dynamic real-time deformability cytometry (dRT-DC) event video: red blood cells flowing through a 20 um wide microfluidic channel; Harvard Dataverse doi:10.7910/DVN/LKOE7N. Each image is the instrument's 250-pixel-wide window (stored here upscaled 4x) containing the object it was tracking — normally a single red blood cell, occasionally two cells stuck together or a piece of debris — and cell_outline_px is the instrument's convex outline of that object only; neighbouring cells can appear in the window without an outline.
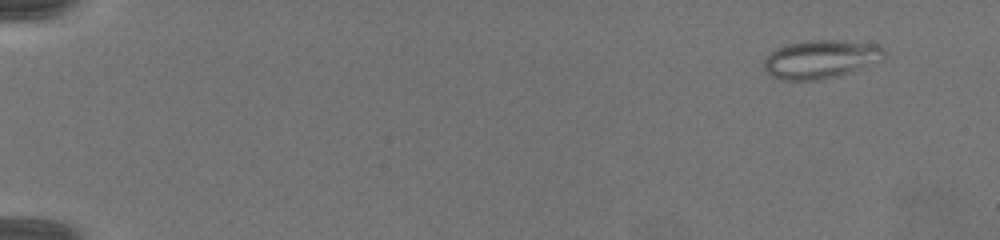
{"species": "common noctule bat (a hibernating species)", "species_latin": "Nyctalus noctula", "temperature_condition": "warm", "stored_images_in_passage": 41, "camera_frame_rate_fps": 3000, "um_per_image_px": 0.085, "animal": {"sex": "female", "body_mass_g": 19.5, "forearm_length_mm": 54.1}, "frame": {"image": 1, "passage_image": 4, "time_ms": 1.333, "image_size_px": [1000, 240], "cell_outline_px": [[884, 56], [880, 60], [848, 72], [836, 76], [820, 80], [780, 80], [772, 76], [764, 68], [764, 60], [772, 52], [788, 44], [812, 40], [836, 40], [880, 44], [884, 48]], "centroid_in_image_um": [69.76, 5.03], "position_along_channel_um": 15.2, "area_um2": 26.47}}
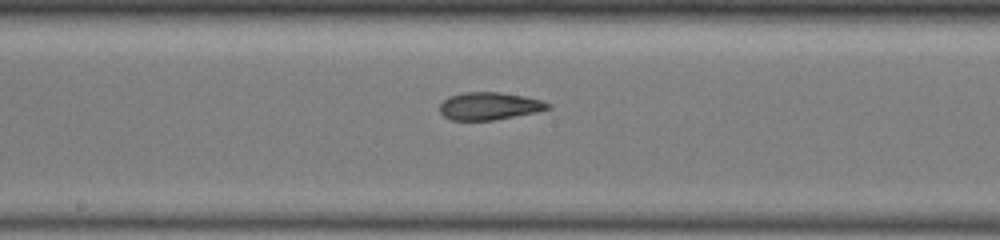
{"frame": {"image": 2, "passage_image": 24, "time_ms": 9.667, "image_size_px": [1000, 240], "cell_outline_px": [[552, 108], [536, 112], [492, 120], [452, 120], [444, 116], [440, 112], [440, 104], [448, 96], [464, 92], [500, 92], [524, 96], [540, 100], [552, 104]], "centroid_in_image_um": [41.6, 9.01], "position_along_channel_um": 206.6, "area_um2": 17.34}}
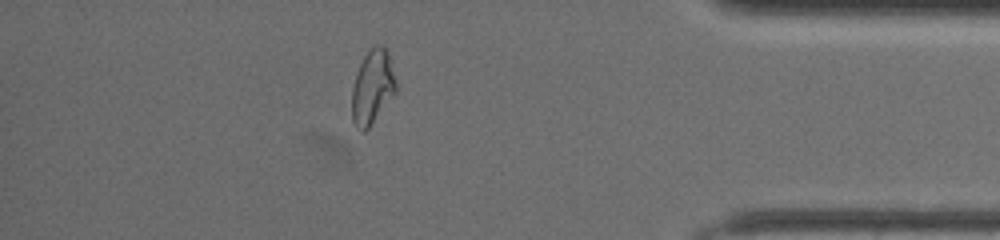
{"frame": {"image": 3, "passage_image": 36, "time_ms": 15.0, "image_size_px": [1000, 240], "cell_outline_px": [[396, 92], [368, 128], [364, 132], [360, 132], [356, 128], [352, 120], [352, 88], [360, 64], [364, 56], [372, 44], [380, 44], [388, 52], [396, 80]], "centroid_in_image_um": [31.65, 7.39], "position_along_channel_um": 403.5, "area_um2": 19.02}}